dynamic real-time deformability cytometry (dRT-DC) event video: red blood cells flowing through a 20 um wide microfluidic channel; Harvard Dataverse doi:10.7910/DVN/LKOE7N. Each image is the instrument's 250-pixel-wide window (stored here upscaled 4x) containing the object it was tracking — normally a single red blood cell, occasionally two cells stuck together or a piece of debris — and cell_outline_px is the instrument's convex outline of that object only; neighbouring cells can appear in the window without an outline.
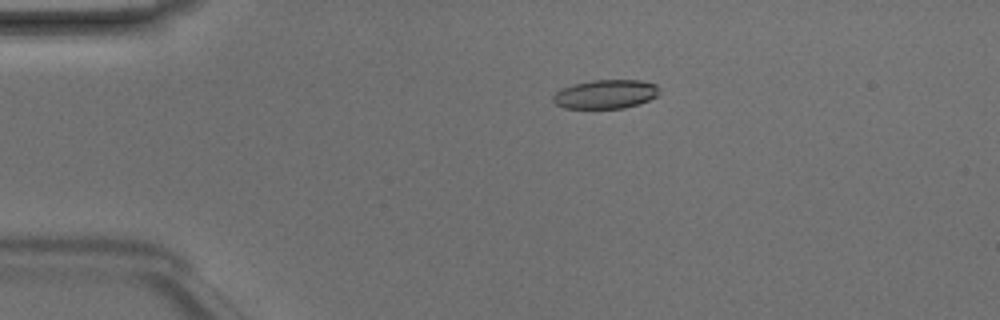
{"species": "Egyptian fruit bat (a non-hibernating species)", "species_latin": "Rousettus aegyptiacus", "temperature_condition": "room temperature", "stored_images_in_passage": 48, "camera_frame_rate_fps": 3000, "um_per_image_px": 0.085, "animal": {"sex": "male"}, "frame": {"image": 1, "passage_image": 10, "time_ms": 3.0, "image_size_px": [1000, 320], "cell_outline_px": [[660, 92], [656, 96], [648, 100], [624, 108], [564, 108], [556, 104], [552, 100], [552, 96], [560, 88], [572, 84], [592, 80], [640, 80], [656, 84], [660, 88]], "centroid_in_image_um": [51.45, 7.99], "position_along_channel_um": 33.5, "area_um2": 17.98}}
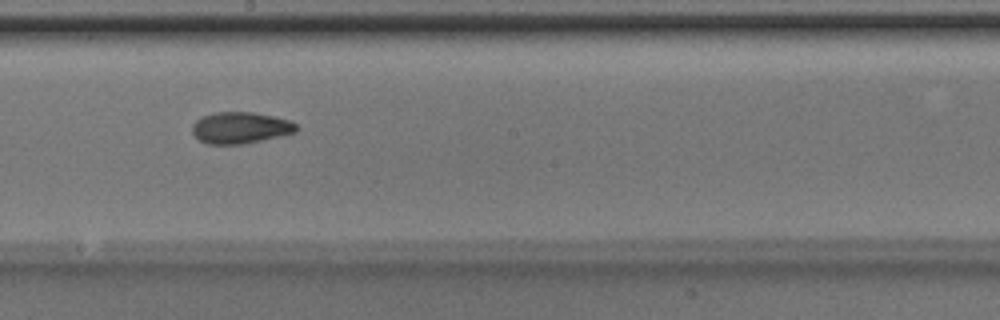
{"frame": {"image": 2, "passage_image": 27, "time_ms": 8.667, "image_size_px": [1000, 320], "cell_outline_px": [[296, 132], [280, 136], [244, 144], [208, 144], [200, 140], [192, 132], [192, 124], [200, 116], [216, 112], [252, 112], [272, 116], [288, 120], [296, 124]], "centroid_in_image_um": [20.39, 10.86], "position_along_channel_um": 227.8, "area_um2": 19.02}}
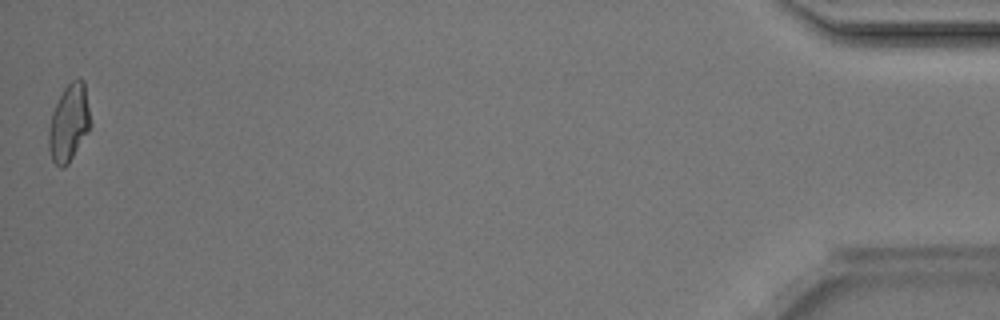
{"frame": {"image": 3, "passage_image": 48, "time_ms": 15.667, "image_size_px": [1000, 320], "cell_outline_px": [[92, 124], [88, 132], [68, 164], [64, 168], [60, 168], [52, 160], [48, 148], [48, 128], [52, 112], [64, 88], [72, 80], [84, 80]], "centroid_in_image_um": [5.86, 10.47], "position_along_channel_um": 429.3, "area_um2": 18.84}, "authors_computed_cell_mechanics": {"area_um2": 18.6116, "velocity_mm_per_s": 4.2233, "shape_relaxation_time_tau1_ms": 3.98, "shape_relaxation_time_tau2_ms": 1.7509, "deformation_change_tau1": 0.1572, "deformation_change_tau2": 0.0674}}